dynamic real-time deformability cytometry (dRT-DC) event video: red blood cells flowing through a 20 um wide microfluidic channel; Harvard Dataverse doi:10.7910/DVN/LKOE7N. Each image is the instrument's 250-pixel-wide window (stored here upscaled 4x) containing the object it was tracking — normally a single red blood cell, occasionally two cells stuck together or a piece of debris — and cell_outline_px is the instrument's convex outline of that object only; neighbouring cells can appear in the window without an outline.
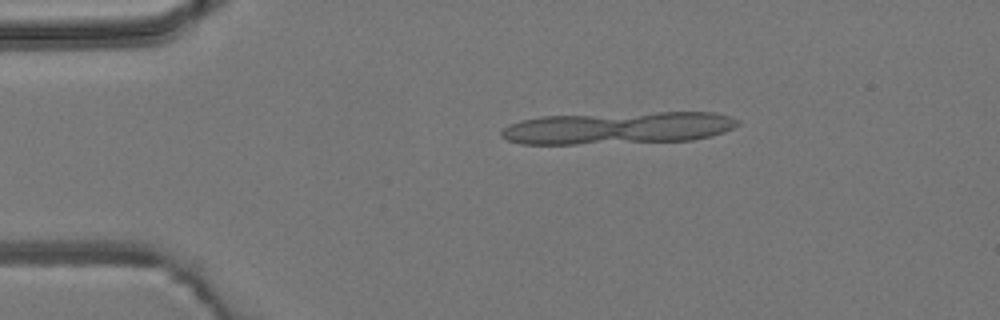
{"species": "common noctule bat (a hibernating species)", "species_latin": "Nyctalus noctula", "temperature_condition": "room temperature", "stored_images_in_passage": 2, "camera_frame_rate_fps": 3000, "um_per_image_px": 0.085, "animal": {"sex": "male", "body_mass_g": 19.2, "forearm_length_mm": 51.8}, "frame": {"image": 1, "passage_image": 1, "time_ms": 0.0, "image_size_px": [1000, 320], "cell_outline_px": [[740, 124], [724, 132], [692, 140], [576, 144], [520, 144], [508, 140], [500, 136], [500, 132], [504, 128], [520, 120], [540, 116], [656, 112], [712, 112], [728, 116], [740, 120]], "centroid_in_image_um": [52.52, 10.87], "position_along_channel_um": 32.5, "area_um2": 44.39}}